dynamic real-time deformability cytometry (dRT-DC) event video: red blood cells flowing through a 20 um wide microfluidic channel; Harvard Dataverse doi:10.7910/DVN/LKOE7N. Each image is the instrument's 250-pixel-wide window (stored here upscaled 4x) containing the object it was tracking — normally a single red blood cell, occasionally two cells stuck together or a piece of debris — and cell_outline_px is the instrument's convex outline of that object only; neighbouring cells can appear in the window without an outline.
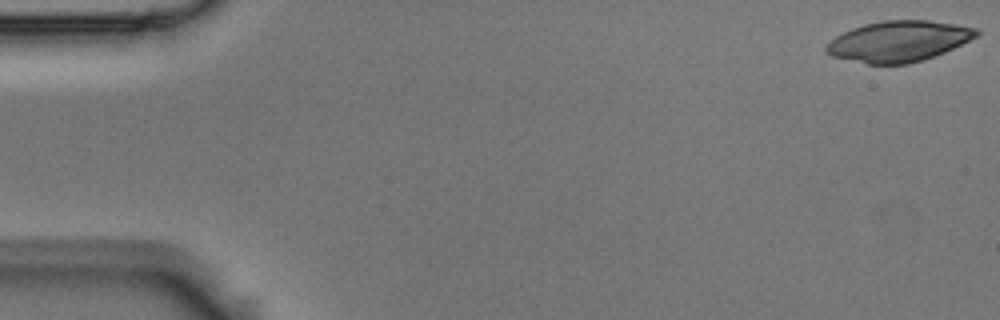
{"species": "Egyptian fruit bat (a non-hibernating species)", "species_latin": "Rousettus aegyptiacus", "temperature_condition": "room temperature", "stored_images_in_passage": 5, "camera_frame_rate_fps": 3000, "um_per_image_px": 0.085, "animal": {"sex": "male"}, "frame": {"image": 1, "passage_image": 1, "time_ms": 0.0, "image_size_px": [1000, 320], "cell_outline_px": [[980, 32], [976, 36], [944, 52], [908, 64], [868, 64], [832, 56], [824, 52], [824, 48], [836, 36], [852, 28], [864, 24], [884, 20], [928, 20], [956, 24], [980, 28]], "centroid_in_image_um": [76.37, 3.5], "position_along_channel_um": 8.6, "area_um2": 35.37}}